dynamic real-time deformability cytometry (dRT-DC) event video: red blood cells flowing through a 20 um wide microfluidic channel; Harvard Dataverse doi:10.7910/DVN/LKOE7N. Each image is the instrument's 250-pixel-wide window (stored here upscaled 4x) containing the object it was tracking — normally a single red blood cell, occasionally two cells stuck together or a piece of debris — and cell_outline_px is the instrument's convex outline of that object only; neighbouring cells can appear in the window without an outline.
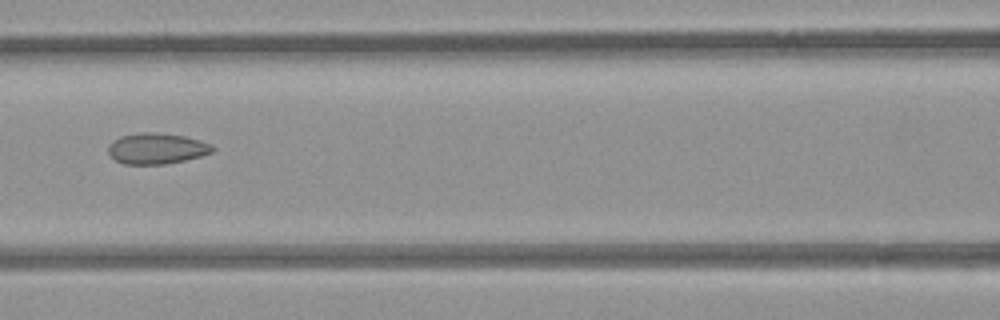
{"species": "common noctule bat (a hibernating species)", "species_latin": "Nyctalus noctula", "temperature_condition": "room temperature", "stored_images_in_passage": 8, "camera_frame_rate_fps": 3000, "um_per_image_px": 0.085, "animal": {"sex": "female", "body_mass_g": 21.9}, "frame": {"image": 1, "passage_image": 7, "time_ms": 2.0, "image_size_px": [1000, 320], "cell_outline_px": [[216, 148], [212, 152], [200, 156], [184, 160], [164, 164], [124, 164], [116, 160], [108, 152], [108, 144], [112, 140], [120, 136], [140, 132], [156, 132], [184, 136], [200, 140], [212, 144]], "centroid_in_image_um": [13.31, 12.61], "position_along_channel_um": 153.3, "area_um2": 18.84}}
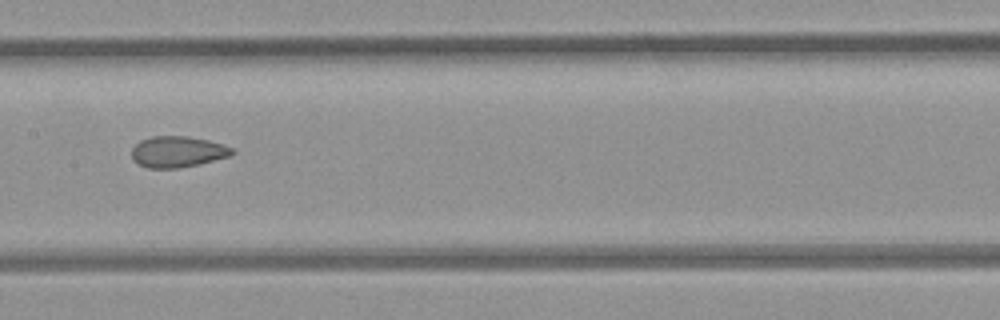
{"frame": {"image": 2, "passage_image": 8, "time_ms": 2.333, "image_size_px": [1000, 320], "cell_outline_px": [[236, 152], [228, 156], [200, 164], [180, 168], [148, 168], [132, 160], [132, 148], [140, 140], [152, 136], [188, 136], [208, 140], [232, 148]], "centroid_in_image_um": [15.07, 12.9], "position_along_channel_um": 192.3, "area_um2": 18.15}}